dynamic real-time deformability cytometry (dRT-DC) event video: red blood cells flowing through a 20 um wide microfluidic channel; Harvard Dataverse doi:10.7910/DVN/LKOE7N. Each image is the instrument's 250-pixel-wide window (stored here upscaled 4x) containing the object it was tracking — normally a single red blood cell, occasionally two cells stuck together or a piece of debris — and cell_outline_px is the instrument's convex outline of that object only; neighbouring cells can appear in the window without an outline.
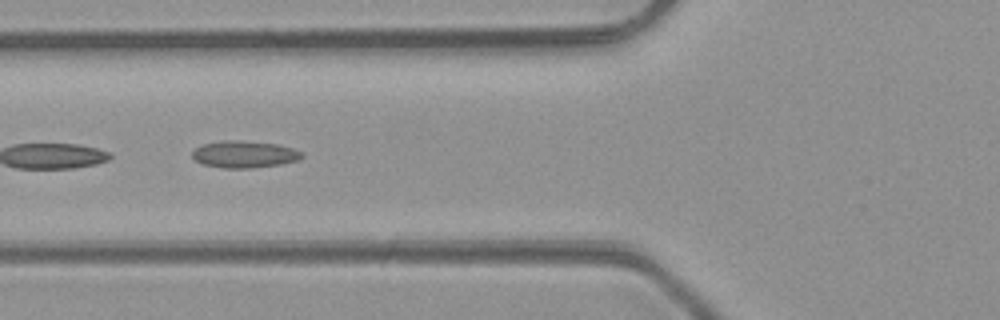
{"species": "common noctule bat (a hibernating species)", "species_latin": "Nyctalus noctula", "temperature_condition": "room temperature", "stored_images_in_passage": 7, "camera_frame_rate_fps": 3000, "um_per_image_px": 0.085, "animal": {"sex": "male", "body_mass_g": 23.1, "forearm_length_mm": 52.7}, "frame": {"image": 1, "passage_image": 5, "time_ms": 4.667, "image_size_px": [1000, 320], "cell_outline_px": [[304, 156], [296, 160], [280, 164], [252, 168], [224, 168], [204, 164], [196, 160], [192, 156], [192, 152], [196, 148], [204, 144], [228, 140], [236, 140], [276, 144], [292, 148], [304, 152]], "centroid_in_image_um": [20.79, 13.12], "position_along_channel_um": 105.0, "area_um2": 16.94}}
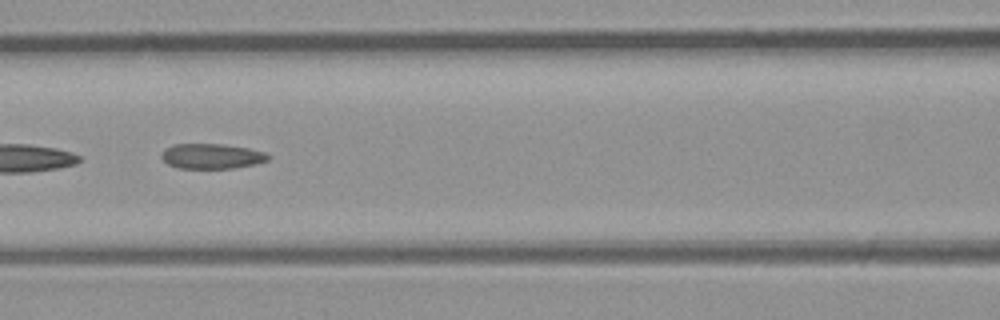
{"frame": {"image": 2, "passage_image": 6, "time_ms": 5.667, "image_size_px": [1000, 320], "cell_outline_px": [[268, 160], [256, 164], [236, 168], [176, 168], [168, 164], [160, 156], [164, 148], [172, 144], [220, 144], [248, 148], [264, 152], [268, 156]], "centroid_in_image_um": [17.95, 13.28], "position_along_channel_um": 148.7, "area_um2": 15.61}}
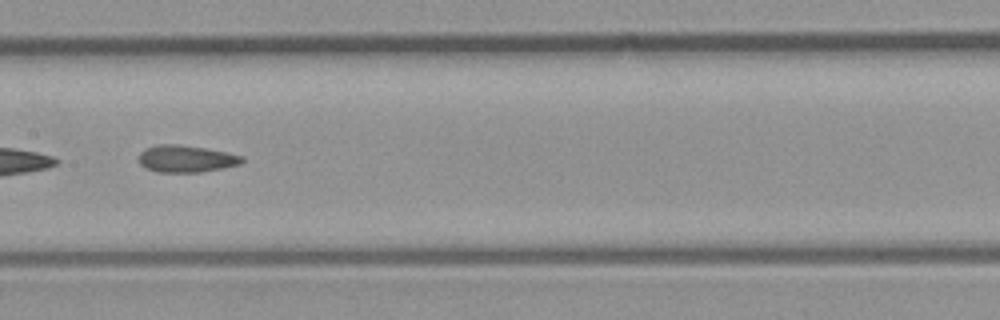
{"frame": {"image": 3, "passage_image": 7, "time_ms": 6.667, "image_size_px": [1000, 320], "cell_outline_px": [[244, 160], [240, 164], [224, 168], [200, 172], [156, 172], [140, 164], [140, 152], [144, 148], [156, 144], [180, 144], [204, 148], [244, 156]], "centroid_in_image_um": [15.82, 13.49], "position_along_channel_um": 191.6, "area_um2": 16.24}}